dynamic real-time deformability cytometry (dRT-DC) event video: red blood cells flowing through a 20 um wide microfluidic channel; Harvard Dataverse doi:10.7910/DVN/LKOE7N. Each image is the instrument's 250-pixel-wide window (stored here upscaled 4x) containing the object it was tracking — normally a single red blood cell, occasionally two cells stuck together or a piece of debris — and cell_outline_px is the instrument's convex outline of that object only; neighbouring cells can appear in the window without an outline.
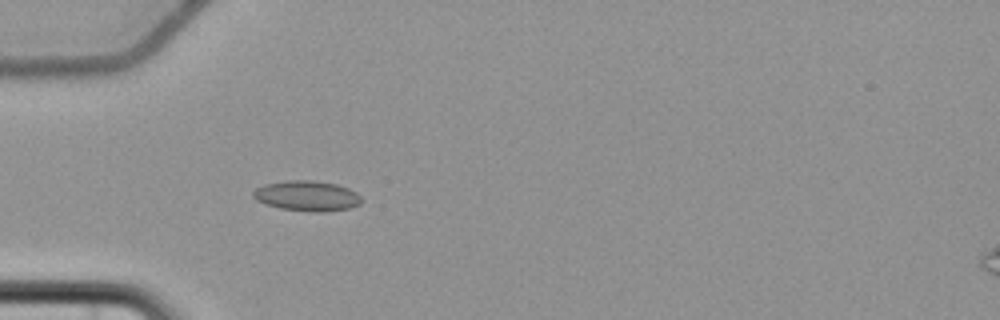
{"species": "common noctule bat (a hibernating species)", "species_latin": "Nyctalus noctula", "temperature_condition": "cold", "stored_images_in_passage": 6, "camera_frame_rate_fps": 3000, "um_per_image_px": 0.085, "animal": {"sex": "female", "body_mass_g": 22.7, "forearm_length_mm": 54.2}, "frame": {"image": 1, "passage_image": 6, "time_ms": 6.333, "image_size_px": [1000, 320], "cell_outline_px": [[360, 204], [348, 208], [324, 212], [316, 212], [280, 208], [264, 204], [256, 200], [252, 196], [252, 192], [256, 188], [264, 184], [284, 180], [312, 180], [336, 184], [348, 188], [356, 192], [360, 196]], "centroid_in_image_um": [26.05, 16.64], "position_along_channel_um": 58.9, "area_um2": 19.13}}